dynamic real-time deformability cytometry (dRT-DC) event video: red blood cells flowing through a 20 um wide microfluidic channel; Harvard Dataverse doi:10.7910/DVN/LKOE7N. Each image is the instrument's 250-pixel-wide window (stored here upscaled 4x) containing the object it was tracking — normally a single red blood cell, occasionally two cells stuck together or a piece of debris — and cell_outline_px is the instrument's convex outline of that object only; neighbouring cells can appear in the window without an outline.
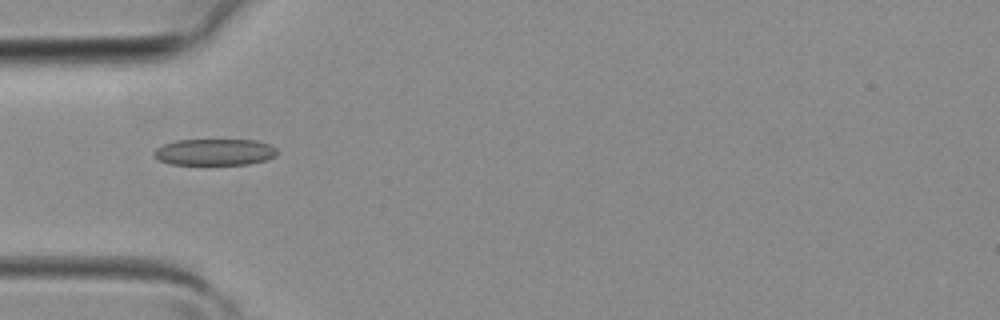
{"species": "common noctule bat (a hibernating species)", "species_latin": "Nyctalus noctula", "temperature_condition": "room temperature", "stored_images_in_passage": 3, "camera_frame_rate_fps": 3000, "um_per_image_px": 0.085, "animal": {"sex": "female", "body_mass_g": 19.3, "forearm_length_mm": 54.1}, "frame": {"image": 1, "passage_image": 3, "time_ms": 0.667, "image_size_px": [1000, 320], "cell_outline_px": [[276, 156], [268, 160], [248, 164], [172, 164], [160, 160], [152, 156], [152, 152], [156, 148], [164, 144], [176, 140], [256, 140], [272, 144], [276, 148]], "centroid_in_image_um": [18.26, 12.92], "position_along_channel_um": 66.7, "area_um2": 19.13}}